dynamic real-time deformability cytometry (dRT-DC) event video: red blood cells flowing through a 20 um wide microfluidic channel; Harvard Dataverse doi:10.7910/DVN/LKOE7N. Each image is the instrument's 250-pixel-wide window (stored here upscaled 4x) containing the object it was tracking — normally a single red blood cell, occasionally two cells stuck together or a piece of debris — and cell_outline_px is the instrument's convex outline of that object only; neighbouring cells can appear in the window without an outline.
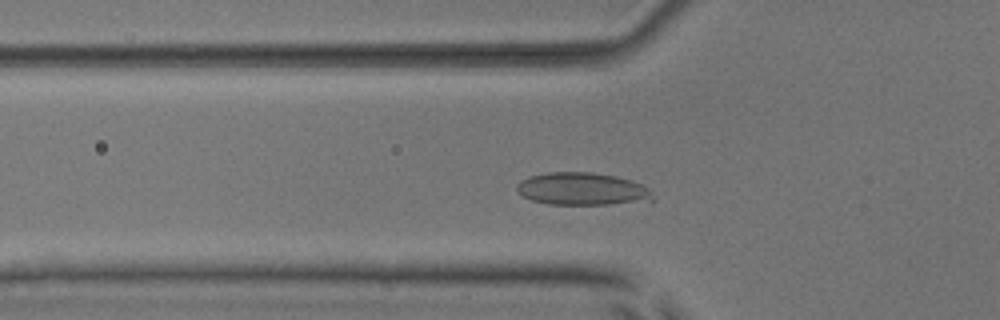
{"species": "common noctule bat (a hibernating species)", "species_latin": "Nyctalus noctula", "temperature_condition": "room temperature", "stored_images_in_passage": 39, "camera_frame_rate_fps": 3000, "um_per_image_px": 0.085, "animal": {"sex": "male", "body_mass_g": 17.9, "forearm_length_mm": 54.2}, "frame": {"image": 1, "passage_image": 4, "time_ms": 1.0, "image_size_px": [1000, 320], "cell_outline_px": [[656, 200], [608, 204], [548, 204], [532, 200], [524, 196], [516, 188], [516, 184], [520, 180], [528, 176], [548, 172], [592, 172], [616, 176], [632, 180], [644, 184], [648, 188]], "centroid_in_image_um": [49.51, 16.05], "position_along_channel_um": 76.3, "area_um2": 25.89}}
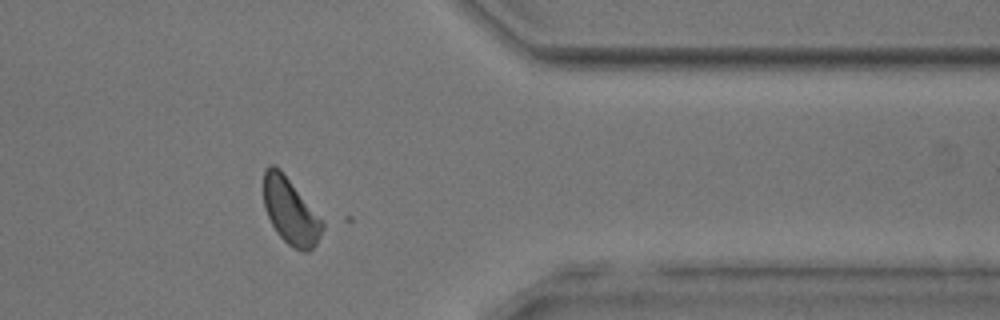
{"frame": {"image": 2, "passage_image": 29, "time_ms": 9.333, "image_size_px": [1000, 320], "cell_outline_px": [[324, 228], [316, 244], [308, 252], [304, 252], [288, 244], [276, 232], [264, 208], [264, 168], [268, 164], [272, 164], [280, 168], [324, 220]], "centroid_in_image_um": [24.7, 17.93], "position_along_channel_um": 386.7, "area_um2": 22.83}}
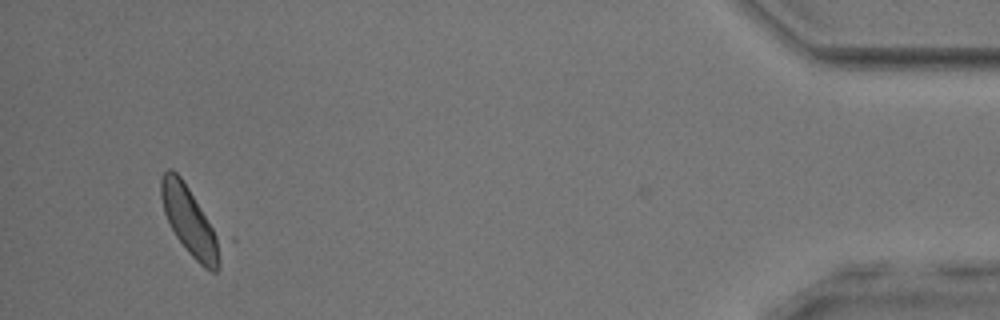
{"frame": {"image": 3, "passage_image": 36, "time_ms": 11.667, "image_size_px": [1000, 320], "cell_outline_px": [[224, 240], [220, 268], [216, 272], [212, 272], [204, 268], [188, 252], [176, 236], [164, 212], [160, 196], [160, 180], [164, 172], [168, 168], [172, 168], [180, 176]], "centroid_in_image_um": [16.2, 18.86], "position_along_channel_um": 419.0, "area_um2": 24.22}, "authors_computed_cell_mechanics": {"area_um2": 22.4842, "velocity_mm_per_s": 3.8711, "shape_relaxation_time_tau1_ms": 4.7959, "shape_relaxation_time_tau2_ms": null, "deformation_change_tau1": 0.354, "deformation_change_tau2": null}}